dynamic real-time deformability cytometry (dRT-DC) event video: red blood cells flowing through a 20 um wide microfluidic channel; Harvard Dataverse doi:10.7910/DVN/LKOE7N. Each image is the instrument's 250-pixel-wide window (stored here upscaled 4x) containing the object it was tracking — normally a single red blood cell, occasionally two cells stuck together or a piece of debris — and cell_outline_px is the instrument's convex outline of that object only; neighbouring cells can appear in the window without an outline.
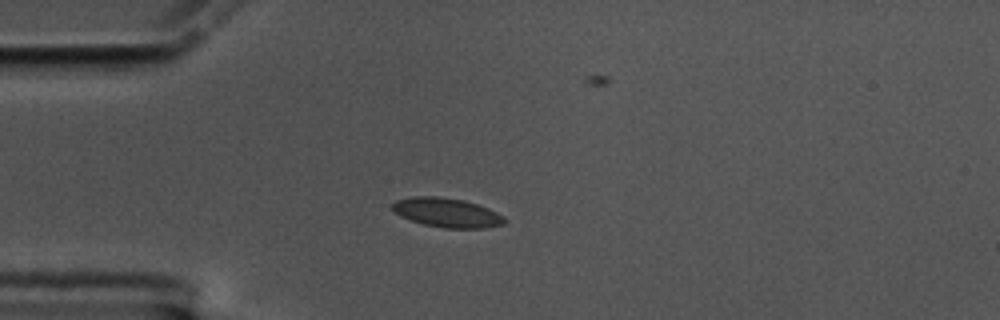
{"species": "common noctule bat (a hibernating species)", "species_latin": "Nyctalus noctula", "temperature_condition": "cold", "stored_images_in_passage": 56, "camera_frame_rate_fps": 3000, "um_per_image_px": 0.085, "animal": {"sex": "male", "body_mass_g": 17.5, "forearm_length_mm": 52.3}, "frame": {"image": 1, "passage_image": 14, "time_ms": 4.333, "image_size_px": [1000, 320], "cell_outline_px": [[504, 224], [484, 228], [444, 228], [424, 224], [400, 216], [392, 208], [392, 204], [396, 200], [412, 196], [436, 196], [464, 200], [488, 208], [504, 216]], "centroid_in_image_um": [37.98, 18.07], "position_along_channel_um": 47.0, "area_um2": 18.96}}
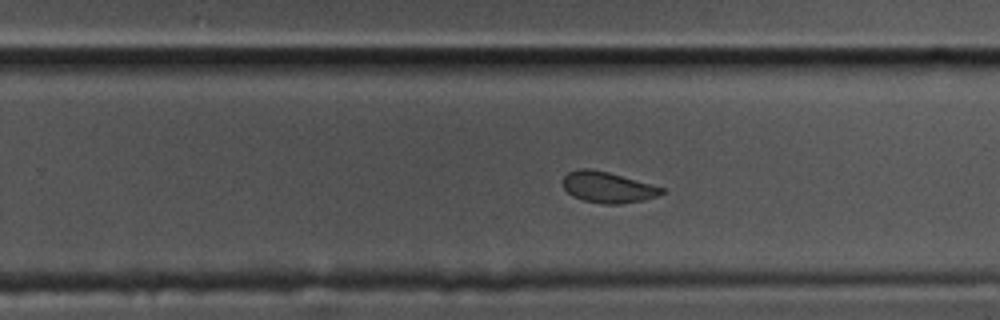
{"frame": {"image": 2, "passage_image": 35, "time_ms": 11.333, "image_size_px": [1000, 320], "cell_outline_px": [[664, 192], [656, 196], [644, 200], [620, 204], [604, 204], [584, 200], [572, 196], [564, 188], [564, 176], [568, 172], [580, 168], [588, 168], [608, 172], [664, 188]], "centroid_in_image_um": [51.64, 15.92], "position_along_channel_um": 278.2, "area_um2": 17.57}}
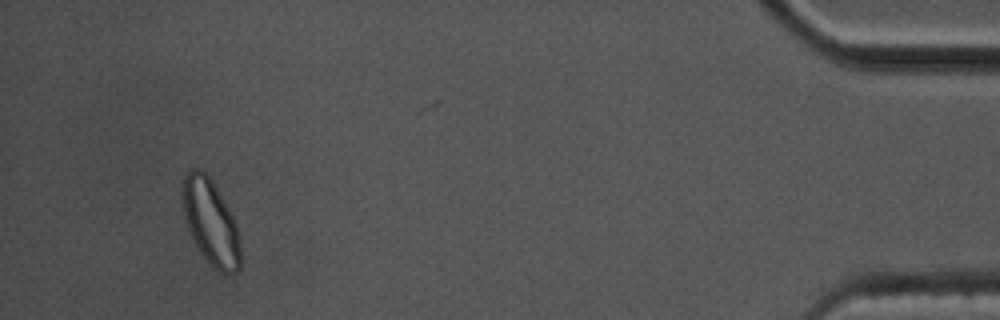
{"frame": {"image": 3, "passage_image": 53, "time_ms": 17.333, "image_size_px": [1000, 320], "cell_outline_px": [[240, 268], [236, 272], [228, 276], [212, 268], [208, 264], [192, 240], [188, 228], [184, 212], [180, 180], [184, 172], [192, 168], [196, 168], [204, 172], [212, 180], [228, 208], [236, 224], [240, 248]], "centroid_in_image_um": [17.87, 18.89], "position_along_channel_um": 417.3, "area_um2": 29.19}, "authors_computed_cell_mechanics": {"area_um2": 18.496, "velocity_mm_per_s": 3.5217, "shape_relaxation_time_tau1_ms": 2.5528, "shape_relaxation_time_tau2_ms": 0.9141, "deformation_change_tau1": 0.0946, "deformation_change_tau2": 0.0564}}